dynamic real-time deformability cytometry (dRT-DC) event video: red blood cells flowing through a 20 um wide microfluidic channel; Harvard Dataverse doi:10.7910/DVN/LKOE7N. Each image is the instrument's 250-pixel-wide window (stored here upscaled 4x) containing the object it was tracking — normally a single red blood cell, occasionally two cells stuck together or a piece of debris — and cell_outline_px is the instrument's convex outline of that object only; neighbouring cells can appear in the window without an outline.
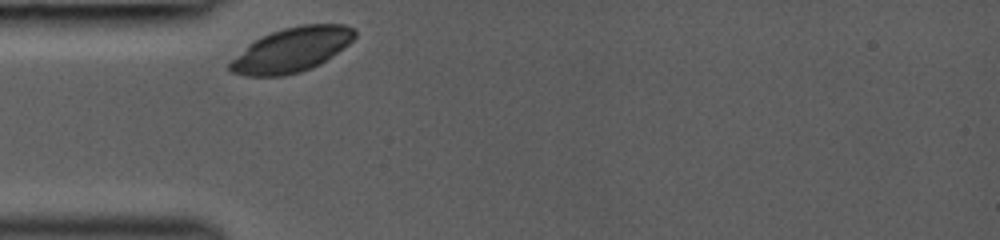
{"species": "common noctule bat (a hibernating species)", "species_latin": "Nyctalus noctula", "temperature_condition": "room temperature", "stored_images_in_passage": 3, "camera_frame_rate_fps": 3000, "um_per_image_px": 0.085, "animal": {"sex": "female", "body_mass_g": 19.0, "forearm_length_mm": 53.3}, "frame": {"image": 1, "passage_image": 1, "time_ms": 0.0, "image_size_px": [1000, 240], "cell_outline_px": [[356, 36], [348, 44], [332, 56], [320, 64], [312, 68], [300, 72], [284, 76], [244, 76], [232, 72], [228, 68], [228, 64], [248, 44], [272, 32], [284, 28], [300, 24], [344, 24], [352, 28], [356, 32]], "centroid_in_image_um": [24.8, 4.24], "position_along_channel_um": 60.2, "area_um2": 32.14}}
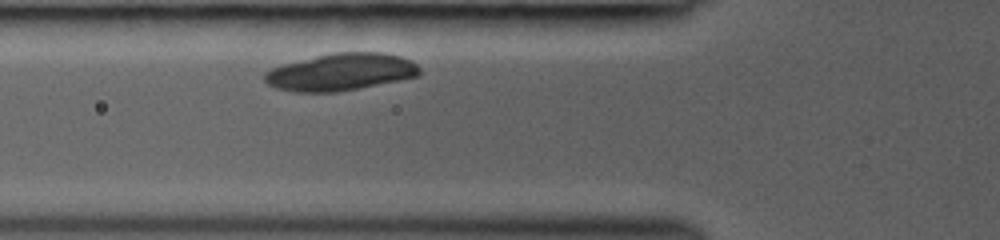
{"frame": {"image": 2, "passage_image": 3, "time_ms": 1.0, "image_size_px": [1000, 240], "cell_outline_px": [[420, 72], [416, 76], [336, 92], [296, 92], [276, 88], [268, 84], [264, 80], [264, 72], [272, 68], [284, 64], [316, 56], [336, 52], [380, 52], [400, 56], [416, 64], [420, 68]], "centroid_in_image_um": [28.92, 6.11], "position_along_channel_um": 96.9, "area_um2": 33.0}}